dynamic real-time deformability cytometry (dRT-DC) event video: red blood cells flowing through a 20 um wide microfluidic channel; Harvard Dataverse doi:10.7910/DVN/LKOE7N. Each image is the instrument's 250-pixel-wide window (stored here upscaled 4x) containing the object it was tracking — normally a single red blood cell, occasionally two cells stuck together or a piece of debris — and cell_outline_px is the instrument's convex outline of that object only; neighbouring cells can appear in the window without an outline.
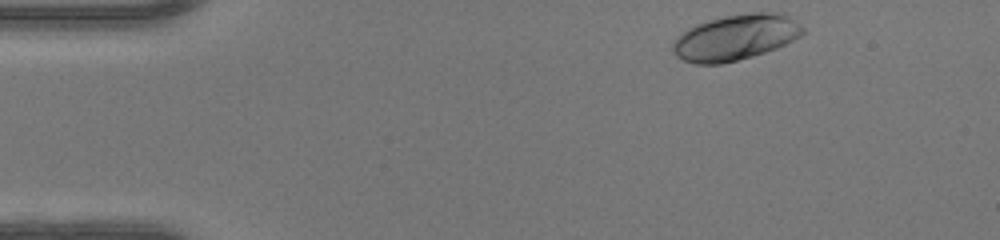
{"species": "human", "species_latin": "Homo sapiens", "temperature_condition": "warm", "stored_images_in_passage": 44, "camera_frame_rate_fps": 3000, "um_per_image_px": 0.085, "donor": {"sex": "female"}, "frame": {"image": 1, "passage_image": 1, "time_ms": 0.0, "image_size_px": [1000, 240], "cell_outline_px": [[804, 32], [800, 36], [776, 48], [752, 56], [720, 64], [696, 64], [684, 60], [676, 56], [672, 48], [672, 40], [676, 36], [688, 28], [696, 24], [708, 20], [724, 16], [748, 12], [772, 12], [788, 16], [800, 24], [804, 28]], "centroid_in_image_um": [62.48, 3.17], "position_along_channel_um": 22.5, "area_um2": 34.51}}
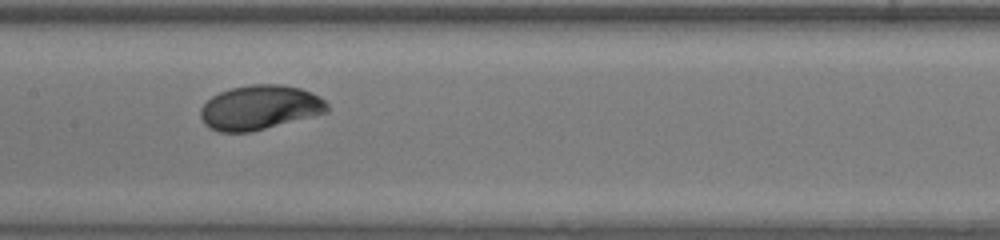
{"frame": {"image": 2, "passage_image": 19, "time_ms": 6.0, "image_size_px": [1000, 240], "cell_outline_px": [[328, 112], [252, 132], [220, 132], [208, 128], [200, 120], [200, 108], [212, 96], [220, 92], [232, 88], [252, 84], [280, 84], [300, 88], [312, 92], [324, 100], [328, 104]], "centroid_in_image_um": [22.06, 9.15], "position_along_channel_um": 185.3, "area_um2": 32.95}}
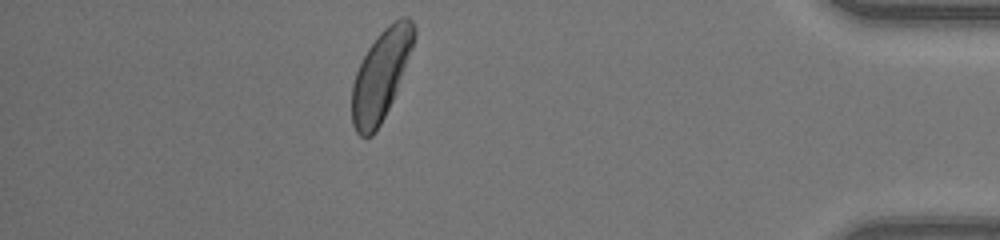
{"frame": {"image": 3, "passage_image": 38, "time_ms": 12.333, "image_size_px": [1000, 240], "cell_outline_px": [[416, 36], [412, 48], [392, 100], [380, 124], [372, 136], [360, 136], [356, 132], [352, 124], [352, 84], [356, 72], [368, 48], [376, 36], [388, 24], [400, 16], [408, 16], [412, 20], [416, 28]], "centroid_in_image_um": [32.37, 6.34], "position_along_channel_um": 402.8, "area_um2": 32.14}, "authors_computed_cell_mechanics": {"area_um2": 32.1946, "velocity_mm_per_s": 4.1699, "shape_relaxation_time_tau1_ms": 3.264, "shape_relaxation_time_tau2_ms": null, "deformation_change_tau1": 0.1601, "deformation_change_tau2": null}}